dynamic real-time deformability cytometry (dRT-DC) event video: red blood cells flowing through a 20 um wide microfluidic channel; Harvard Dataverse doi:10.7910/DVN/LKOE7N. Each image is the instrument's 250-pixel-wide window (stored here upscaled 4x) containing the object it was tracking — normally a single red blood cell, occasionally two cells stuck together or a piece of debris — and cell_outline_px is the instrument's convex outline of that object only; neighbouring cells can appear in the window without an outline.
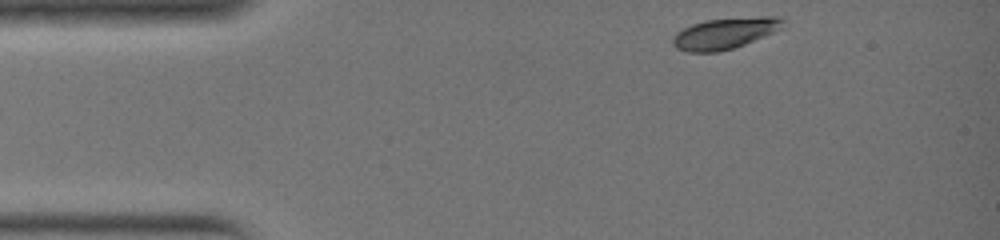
{"species": "common noctule bat (a hibernating species)", "species_latin": "Nyctalus noctula", "temperature_condition": "warm", "stored_images_in_passage": 27, "camera_frame_rate_fps": 3000, "um_per_image_px": 0.085, "animal": {"sex": "female", "body_mass_g": 19.0, "forearm_length_mm": 51.5}, "frame": {"image": 1, "passage_image": 1, "time_ms": 0.0, "image_size_px": [1000, 240], "cell_outline_px": [[784, 28], [744, 44], [732, 48], [716, 52], [688, 52], [676, 48], [672, 44], [672, 40], [676, 32], [692, 24], [704, 20], [760, 16], [780, 16], [784, 20]], "centroid_in_image_um": [61.63, 2.82], "position_along_channel_um": 23.4, "area_um2": 20.06}}
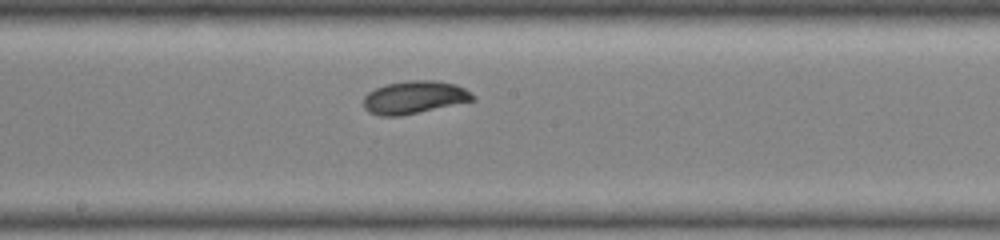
{"frame": {"image": 2, "passage_image": 15, "time_ms": 4.667, "image_size_px": [1000, 240], "cell_outline_px": [[476, 100], [400, 116], [380, 116], [368, 112], [364, 108], [364, 96], [368, 92], [376, 88], [388, 84], [408, 80], [436, 80], [456, 84], [464, 88], [476, 96]], "centroid_in_image_um": [35.23, 8.27], "position_along_channel_um": 213.0, "area_um2": 20.92}}
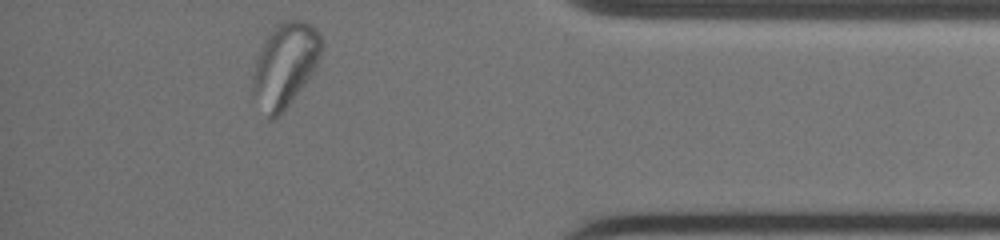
{"frame": {"image": 3, "passage_image": 27, "time_ms": 8.667, "image_size_px": [1000, 240], "cell_outline_px": [[324, 44], [320, 60], [312, 76], [280, 116], [276, 120], [268, 120], [252, 92], [252, 72], [256, 60], [264, 40], [272, 28], [276, 24], [284, 20], [304, 20], [316, 28], [324, 40]], "centroid_in_image_um": [24.26, 5.53], "position_along_channel_um": 410.9, "area_um2": 34.51}}